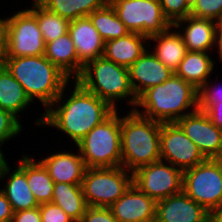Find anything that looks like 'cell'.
I'll return each mask as SVG.
<instances>
[{
  "mask_svg": "<svg viewBox=\"0 0 222 222\" xmlns=\"http://www.w3.org/2000/svg\"><path fill=\"white\" fill-rule=\"evenodd\" d=\"M73 81L71 82L73 86L71 83L67 84L57 99L35 121V124L39 128L41 126L55 127L62 134H66L65 136L71 139L73 145H76L115 110L106 101L83 88L76 80ZM68 86L69 93L66 92Z\"/></svg>",
  "mask_w": 222,
  "mask_h": 222,
  "instance_id": "cell-1",
  "label": "cell"
},
{
  "mask_svg": "<svg viewBox=\"0 0 222 222\" xmlns=\"http://www.w3.org/2000/svg\"><path fill=\"white\" fill-rule=\"evenodd\" d=\"M139 108H142L141 111ZM198 109V90L173 74L162 84L144 91L138 97L133 110L147 119L160 123H172Z\"/></svg>",
  "mask_w": 222,
  "mask_h": 222,
  "instance_id": "cell-2",
  "label": "cell"
},
{
  "mask_svg": "<svg viewBox=\"0 0 222 222\" xmlns=\"http://www.w3.org/2000/svg\"><path fill=\"white\" fill-rule=\"evenodd\" d=\"M10 74L23 86L34 103H42L46 110L72 80L45 55L4 57L1 62Z\"/></svg>",
  "mask_w": 222,
  "mask_h": 222,
  "instance_id": "cell-3",
  "label": "cell"
},
{
  "mask_svg": "<svg viewBox=\"0 0 222 222\" xmlns=\"http://www.w3.org/2000/svg\"><path fill=\"white\" fill-rule=\"evenodd\" d=\"M126 112V115L121 114V166L133 173L142 166L161 160V123L134 110Z\"/></svg>",
  "mask_w": 222,
  "mask_h": 222,
  "instance_id": "cell-4",
  "label": "cell"
},
{
  "mask_svg": "<svg viewBox=\"0 0 222 222\" xmlns=\"http://www.w3.org/2000/svg\"><path fill=\"white\" fill-rule=\"evenodd\" d=\"M75 80L83 88L106 101L114 110L121 108L118 105L123 100L131 106L128 110H133L136 106L138 98L131 86L128 68L104 56L86 64Z\"/></svg>",
  "mask_w": 222,
  "mask_h": 222,
  "instance_id": "cell-5",
  "label": "cell"
},
{
  "mask_svg": "<svg viewBox=\"0 0 222 222\" xmlns=\"http://www.w3.org/2000/svg\"><path fill=\"white\" fill-rule=\"evenodd\" d=\"M119 112L115 110L75 145L86 168L121 166V116Z\"/></svg>",
  "mask_w": 222,
  "mask_h": 222,
  "instance_id": "cell-6",
  "label": "cell"
},
{
  "mask_svg": "<svg viewBox=\"0 0 222 222\" xmlns=\"http://www.w3.org/2000/svg\"><path fill=\"white\" fill-rule=\"evenodd\" d=\"M133 183V173L120 167L86 168L81 183L88 206L110 207Z\"/></svg>",
  "mask_w": 222,
  "mask_h": 222,
  "instance_id": "cell-7",
  "label": "cell"
},
{
  "mask_svg": "<svg viewBox=\"0 0 222 222\" xmlns=\"http://www.w3.org/2000/svg\"><path fill=\"white\" fill-rule=\"evenodd\" d=\"M130 32L147 38L164 33L172 24L164 16L159 0H108Z\"/></svg>",
  "mask_w": 222,
  "mask_h": 222,
  "instance_id": "cell-8",
  "label": "cell"
},
{
  "mask_svg": "<svg viewBox=\"0 0 222 222\" xmlns=\"http://www.w3.org/2000/svg\"><path fill=\"white\" fill-rule=\"evenodd\" d=\"M182 191L208 212L222 207V173L215 160L184 170Z\"/></svg>",
  "mask_w": 222,
  "mask_h": 222,
  "instance_id": "cell-9",
  "label": "cell"
},
{
  "mask_svg": "<svg viewBox=\"0 0 222 222\" xmlns=\"http://www.w3.org/2000/svg\"><path fill=\"white\" fill-rule=\"evenodd\" d=\"M45 51L37 18L28 8L6 16L5 57L40 56Z\"/></svg>",
  "mask_w": 222,
  "mask_h": 222,
  "instance_id": "cell-10",
  "label": "cell"
},
{
  "mask_svg": "<svg viewBox=\"0 0 222 222\" xmlns=\"http://www.w3.org/2000/svg\"><path fill=\"white\" fill-rule=\"evenodd\" d=\"M133 183L157 202L182 191L183 171L158 160L133 172Z\"/></svg>",
  "mask_w": 222,
  "mask_h": 222,
  "instance_id": "cell-11",
  "label": "cell"
},
{
  "mask_svg": "<svg viewBox=\"0 0 222 222\" xmlns=\"http://www.w3.org/2000/svg\"><path fill=\"white\" fill-rule=\"evenodd\" d=\"M160 157L182 171L206 159L176 122L161 123Z\"/></svg>",
  "mask_w": 222,
  "mask_h": 222,
  "instance_id": "cell-12",
  "label": "cell"
},
{
  "mask_svg": "<svg viewBox=\"0 0 222 222\" xmlns=\"http://www.w3.org/2000/svg\"><path fill=\"white\" fill-rule=\"evenodd\" d=\"M187 137L197 145L205 158L213 159L222 151V129L203 110L185 115L176 121Z\"/></svg>",
  "mask_w": 222,
  "mask_h": 222,
  "instance_id": "cell-13",
  "label": "cell"
},
{
  "mask_svg": "<svg viewBox=\"0 0 222 222\" xmlns=\"http://www.w3.org/2000/svg\"><path fill=\"white\" fill-rule=\"evenodd\" d=\"M8 160L4 161L0 167V181L2 183L1 191L7 197L14 212L39 207V203L31 192L26 177V154H22V158L18 161V166L11 169ZM8 177V178H7ZM7 178V179H6Z\"/></svg>",
  "mask_w": 222,
  "mask_h": 222,
  "instance_id": "cell-14",
  "label": "cell"
},
{
  "mask_svg": "<svg viewBox=\"0 0 222 222\" xmlns=\"http://www.w3.org/2000/svg\"><path fill=\"white\" fill-rule=\"evenodd\" d=\"M68 33L77 52L79 76L86 64L103 56L105 42L89 17L71 20Z\"/></svg>",
  "mask_w": 222,
  "mask_h": 222,
  "instance_id": "cell-15",
  "label": "cell"
},
{
  "mask_svg": "<svg viewBox=\"0 0 222 222\" xmlns=\"http://www.w3.org/2000/svg\"><path fill=\"white\" fill-rule=\"evenodd\" d=\"M156 203L132 183L109 208L118 222H146L156 218Z\"/></svg>",
  "mask_w": 222,
  "mask_h": 222,
  "instance_id": "cell-16",
  "label": "cell"
},
{
  "mask_svg": "<svg viewBox=\"0 0 222 222\" xmlns=\"http://www.w3.org/2000/svg\"><path fill=\"white\" fill-rule=\"evenodd\" d=\"M209 213L183 191L156 203L159 222H209Z\"/></svg>",
  "mask_w": 222,
  "mask_h": 222,
  "instance_id": "cell-17",
  "label": "cell"
},
{
  "mask_svg": "<svg viewBox=\"0 0 222 222\" xmlns=\"http://www.w3.org/2000/svg\"><path fill=\"white\" fill-rule=\"evenodd\" d=\"M128 71L137 98L150 87L162 84L174 74L149 48L128 68Z\"/></svg>",
  "mask_w": 222,
  "mask_h": 222,
  "instance_id": "cell-18",
  "label": "cell"
},
{
  "mask_svg": "<svg viewBox=\"0 0 222 222\" xmlns=\"http://www.w3.org/2000/svg\"><path fill=\"white\" fill-rule=\"evenodd\" d=\"M63 151L51 152L49 156L38 160L47 169L54 183L81 184L86 166L79 150L78 154L65 149Z\"/></svg>",
  "mask_w": 222,
  "mask_h": 222,
  "instance_id": "cell-19",
  "label": "cell"
},
{
  "mask_svg": "<svg viewBox=\"0 0 222 222\" xmlns=\"http://www.w3.org/2000/svg\"><path fill=\"white\" fill-rule=\"evenodd\" d=\"M173 26L181 34L187 51L214 50L215 21L190 15L176 21Z\"/></svg>",
  "mask_w": 222,
  "mask_h": 222,
  "instance_id": "cell-20",
  "label": "cell"
},
{
  "mask_svg": "<svg viewBox=\"0 0 222 222\" xmlns=\"http://www.w3.org/2000/svg\"><path fill=\"white\" fill-rule=\"evenodd\" d=\"M146 44H149L146 36L130 32L123 37L106 41L103 56L129 68L149 48Z\"/></svg>",
  "mask_w": 222,
  "mask_h": 222,
  "instance_id": "cell-21",
  "label": "cell"
},
{
  "mask_svg": "<svg viewBox=\"0 0 222 222\" xmlns=\"http://www.w3.org/2000/svg\"><path fill=\"white\" fill-rule=\"evenodd\" d=\"M148 41L149 43L154 42L153 46H149L153 54L167 68L175 72L187 52L186 45L177 29L175 30L172 25L164 33L149 37Z\"/></svg>",
  "mask_w": 222,
  "mask_h": 222,
  "instance_id": "cell-22",
  "label": "cell"
},
{
  "mask_svg": "<svg viewBox=\"0 0 222 222\" xmlns=\"http://www.w3.org/2000/svg\"><path fill=\"white\" fill-rule=\"evenodd\" d=\"M209 54L210 52L187 51L174 74L199 90L215 69L216 63Z\"/></svg>",
  "mask_w": 222,
  "mask_h": 222,
  "instance_id": "cell-23",
  "label": "cell"
},
{
  "mask_svg": "<svg viewBox=\"0 0 222 222\" xmlns=\"http://www.w3.org/2000/svg\"><path fill=\"white\" fill-rule=\"evenodd\" d=\"M33 103L23 86L16 80L6 67L0 64V108L11 112L18 119L19 114Z\"/></svg>",
  "mask_w": 222,
  "mask_h": 222,
  "instance_id": "cell-24",
  "label": "cell"
},
{
  "mask_svg": "<svg viewBox=\"0 0 222 222\" xmlns=\"http://www.w3.org/2000/svg\"><path fill=\"white\" fill-rule=\"evenodd\" d=\"M45 57L72 81L78 77L77 52L69 33L47 42Z\"/></svg>",
  "mask_w": 222,
  "mask_h": 222,
  "instance_id": "cell-25",
  "label": "cell"
},
{
  "mask_svg": "<svg viewBox=\"0 0 222 222\" xmlns=\"http://www.w3.org/2000/svg\"><path fill=\"white\" fill-rule=\"evenodd\" d=\"M51 203L59 206L75 222H80L88 207L81 184L55 183Z\"/></svg>",
  "mask_w": 222,
  "mask_h": 222,
  "instance_id": "cell-26",
  "label": "cell"
},
{
  "mask_svg": "<svg viewBox=\"0 0 222 222\" xmlns=\"http://www.w3.org/2000/svg\"><path fill=\"white\" fill-rule=\"evenodd\" d=\"M26 177L28 186L40 204L51 203L54 181L49 176L47 169L33 154L26 155Z\"/></svg>",
  "mask_w": 222,
  "mask_h": 222,
  "instance_id": "cell-27",
  "label": "cell"
},
{
  "mask_svg": "<svg viewBox=\"0 0 222 222\" xmlns=\"http://www.w3.org/2000/svg\"><path fill=\"white\" fill-rule=\"evenodd\" d=\"M42 6L57 15L71 20L88 17L102 8L108 0H37Z\"/></svg>",
  "mask_w": 222,
  "mask_h": 222,
  "instance_id": "cell-28",
  "label": "cell"
},
{
  "mask_svg": "<svg viewBox=\"0 0 222 222\" xmlns=\"http://www.w3.org/2000/svg\"><path fill=\"white\" fill-rule=\"evenodd\" d=\"M88 17L104 42L123 37L130 33L109 2L102 8L95 10Z\"/></svg>",
  "mask_w": 222,
  "mask_h": 222,
  "instance_id": "cell-29",
  "label": "cell"
},
{
  "mask_svg": "<svg viewBox=\"0 0 222 222\" xmlns=\"http://www.w3.org/2000/svg\"><path fill=\"white\" fill-rule=\"evenodd\" d=\"M28 9L36 16L45 43L54 41L68 33L70 21L53 13L34 0Z\"/></svg>",
  "mask_w": 222,
  "mask_h": 222,
  "instance_id": "cell-30",
  "label": "cell"
},
{
  "mask_svg": "<svg viewBox=\"0 0 222 222\" xmlns=\"http://www.w3.org/2000/svg\"><path fill=\"white\" fill-rule=\"evenodd\" d=\"M23 125L11 112L0 108V149L10 139L16 138L21 134Z\"/></svg>",
  "mask_w": 222,
  "mask_h": 222,
  "instance_id": "cell-31",
  "label": "cell"
},
{
  "mask_svg": "<svg viewBox=\"0 0 222 222\" xmlns=\"http://www.w3.org/2000/svg\"><path fill=\"white\" fill-rule=\"evenodd\" d=\"M190 15L217 22L222 19V0H197Z\"/></svg>",
  "mask_w": 222,
  "mask_h": 222,
  "instance_id": "cell-32",
  "label": "cell"
},
{
  "mask_svg": "<svg viewBox=\"0 0 222 222\" xmlns=\"http://www.w3.org/2000/svg\"><path fill=\"white\" fill-rule=\"evenodd\" d=\"M164 16L173 25L176 21L190 16L191 9L185 0H159Z\"/></svg>",
  "mask_w": 222,
  "mask_h": 222,
  "instance_id": "cell-33",
  "label": "cell"
},
{
  "mask_svg": "<svg viewBox=\"0 0 222 222\" xmlns=\"http://www.w3.org/2000/svg\"><path fill=\"white\" fill-rule=\"evenodd\" d=\"M213 80H208L199 90V110H204L206 107L214 103H218V99H222L221 84H212ZM211 83V84H210ZM218 85V86H217Z\"/></svg>",
  "mask_w": 222,
  "mask_h": 222,
  "instance_id": "cell-34",
  "label": "cell"
},
{
  "mask_svg": "<svg viewBox=\"0 0 222 222\" xmlns=\"http://www.w3.org/2000/svg\"><path fill=\"white\" fill-rule=\"evenodd\" d=\"M42 222H75L59 206L53 203L39 205Z\"/></svg>",
  "mask_w": 222,
  "mask_h": 222,
  "instance_id": "cell-35",
  "label": "cell"
},
{
  "mask_svg": "<svg viewBox=\"0 0 222 222\" xmlns=\"http://www.w3.org/2000/svg\"><path fill=\"white\" fill-rule=\"evenodd\" d=\"M80 222H118L109 207L88 206Z\"/></svg>",
  "mask_w": 222,
  "mask_h": 222,
  "instance_id": "cell-36",
  "label": "cell"
},
{
  "mask_svg": "<svg viewBox=\"0 0 222 222\" xmlns=\"http://www.w3.org/2000/svg\"><path fill=\"white\" fill-rule=\"evenodd\" d=\"M11 222H42L39 207L14 212Z\"/></svg>",
  "mask_w": 222,
  "mask_h": 222,
  "instance_id": "cell-37",
  "label": "cell"
},
{
  "mask_svg": "<svg viewBox=\"0 0 222 222\" xmlns=\"http://www.w3.org/2000/svg\"><path fill=\"white\" fill-rule=\"evenodd\" d=\"M203 111L218 128L222 129V99H218V103L206 107Z\"/></svg>",
  "mask_w": 222,
  "mask_h": 222,
  "instance_id": "cell-38",
  "label": "cell"
},
{
  "mask_svg": "<svg viewBox=\"0 0 222 222\" xmlns=\"http://www.w3.org/2000/svg\"><path fill=\"white\" fill-rule=\"evenodd\" d=\"M13 213L10 202L0 189V222H11Z\"/></svg>",
  "mask_w": 222,
  "mask_h": 222,
  "instance_id": "cell-39",
  "label": "cell"
},
{
  "mask_svg": "<svg viewBox=\"0 0 222 222\" xmlns=\"http://www.w3.org/2000/svg\"><path fill=\"white\" fill-rule=\"evenodd\" d=\"M214 49L218 51L219 62H222V19L216 22L215 36H214Z\"/></svg>",
  "mask_w": 222,
  "mask_h": 222,
  "instance_id": "cell-40",
  "label": "cell"
},
{
  "mask_svg": "<svg viewBox=\"0 0 222 222\" xmlns=\"http://www.w3.org/2000/svg\"><path fill=\"white\" fill-rule=\"evenodd\" d=\"M6 53V17L0 18V63Z\"/></svg>",
  "mask_w": 222,
  "mask_h": 222,
  "instance_id": "cell-41",
  "label": "cell"
},
{
  "mask_svg": "<svg viewBox=\"0 0 222 222\" xmlns=\"http://www.w3.org/2000/svg\"><path fill=\"white\" fill-rule=\"evenodd\" d=\"M209 222H222V207L209 213Z\"/></svg>",
  "mask_w": 222,
  "mask_h": 222,
  "instance_id": "cell-42",
  "label": "cell"
},
{
  "mask_svg": "<svg viewBox=\"0 0 222 222\" xmlns=\"http://www.w3.org/2000/svg\"><path fill=\"white\" fill-rule=\"evenodd\" d=\"M213 159L218 164L220 171L222 173V151L217 156H215Z\"/></svg>",
  "mask_w": 222,
  "mask_h": 222,
  "instance_id": "cell-43",
  "label": "cell"
},
{
  "mask_svg": "<svg viewBox=\"0 0 222 222\" xmlns=\"http://www.w3.org/2000/svg\"><path fill=\"white\" fill-rule=\"evenodd\" d=\"M187 6L191 9L197 2V0H185Z\"/></svg>",
  "mask_w": 222,
  "mask_h": 222,
  "instance_id": "cell-44",
  "label": "cell"
},
{
  "mask_svg": "<svg viewBox=\"0 0 222 222\" xmlns=\"http://www.w3.org/2000/svg\"><path fill=\"white\" fill-rule=\"evenodd\" d=\"M4 151L0 149V167L2 165V163L7 160L5 157V153H3Z\"/></svg>",
  "mask_w": 222,
  "mask_h": 222,
  "instance_id": "cell-45",
  "label": "cell"
},
{
  "mask_svg": "<svg viewBox=\"0 0 222 222\" xmlns=\"http://www.w3.org/2000/svg\"><path fill=\"white\" fill-rule=\"evenodd\" d=\"M146 222H159V221L156 218H154V219L146 221Z\"/></svg>",
  "mask_w": 222,
  "mask_h": 222,
  "instance_id": "cell-46",
  "label": "cell"
}]
</instances>
